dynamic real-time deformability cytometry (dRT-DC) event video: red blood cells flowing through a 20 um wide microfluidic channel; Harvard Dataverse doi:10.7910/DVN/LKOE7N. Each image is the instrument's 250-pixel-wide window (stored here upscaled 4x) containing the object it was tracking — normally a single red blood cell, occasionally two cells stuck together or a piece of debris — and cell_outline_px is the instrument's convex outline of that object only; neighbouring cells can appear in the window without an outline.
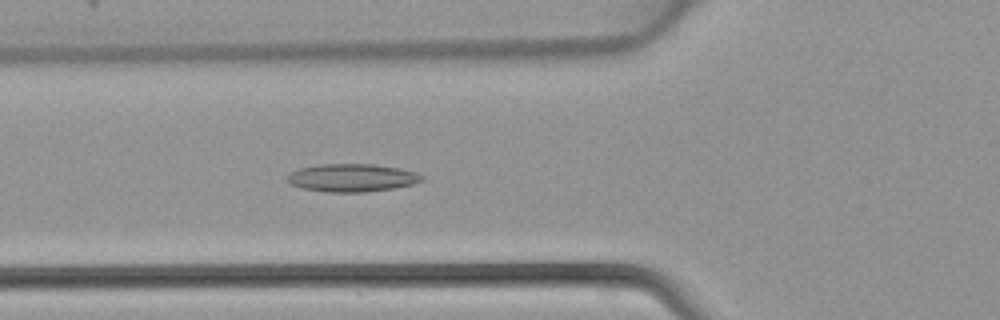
{"species": "common noctule bat (a hibernating species)", "species_latin": "Nyctalus noctula", "temperature_condition": "warm", "stored_images_in_passage": 44, "camera_frame_rate_fps": 3000, "um_per_image_px": 0.085, "animal": {"sex": "female", "body_mass_g": 22.7, "forearm_length_mm": 54.2}, "frame": {"image": 1, "passage_image": 16, "time_ms": 5.0, "image_size_px": [1000, 320], "cell_outline_px": [[424, 180], [412, 184], [396, 188], [364, 192], [328, 192], [304, 188], [292, 184], [288, 180], [288, 176], [292, 172], [300, 168], [316, 164], [372, 164], [400, 168], [416, 172], [424, 176]], "centroid_in_image_um": [29.98, 15.1], "position_along_channel_um": 95.8, "area_um2": 21.79}}
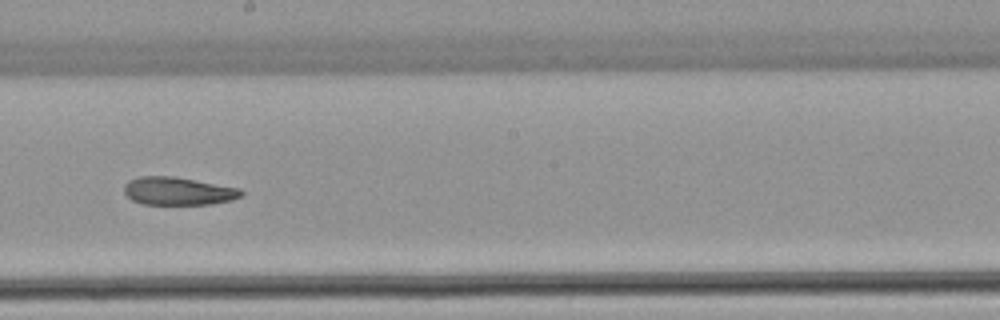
{"frame": {"image": 2, "passage_image": 25, "time_ms": 8.0, "image_size_px": [1000, 320], "cell_outline_px": [[244, 192], [240, 196], [232, 200], [212, 204], [144, 204], [132, 200], [124, 192], [124, 184], [128, 180], [140, 176], [172, 176], [240, 188]], "centroid_in_image_um": [15.13, 16.24], "position_along_channel_um": 233.1, "area_um2": 19.02}}
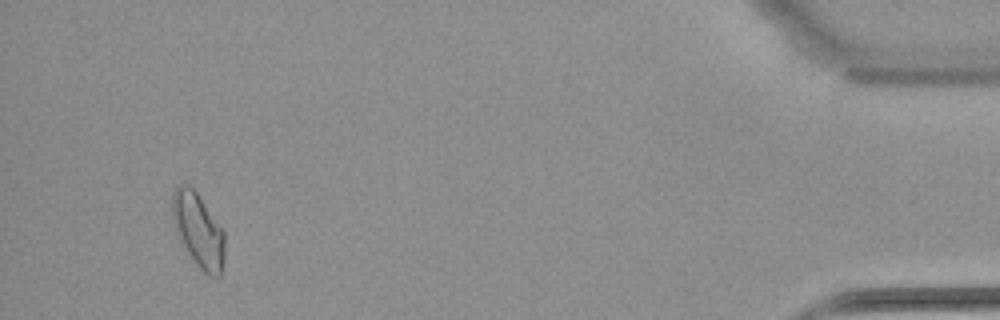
{"frame": {"image": 3, "passage_image": 42, "time_ms": 13.667, "image_size_px": [1000, 320], "cell_outline_px": [[224, 260], [220, 276], [208, 276], [192, 260], [180, 240], [176, 232], [172, 216], [172, 196], [176, 188], [180, 184], [188, 184], [196, 192], [224, 228]], "centroid_in_image_um": [16.87, 19.57], "position_along_channel_um": 418.3, "area_um2": 22.72}}